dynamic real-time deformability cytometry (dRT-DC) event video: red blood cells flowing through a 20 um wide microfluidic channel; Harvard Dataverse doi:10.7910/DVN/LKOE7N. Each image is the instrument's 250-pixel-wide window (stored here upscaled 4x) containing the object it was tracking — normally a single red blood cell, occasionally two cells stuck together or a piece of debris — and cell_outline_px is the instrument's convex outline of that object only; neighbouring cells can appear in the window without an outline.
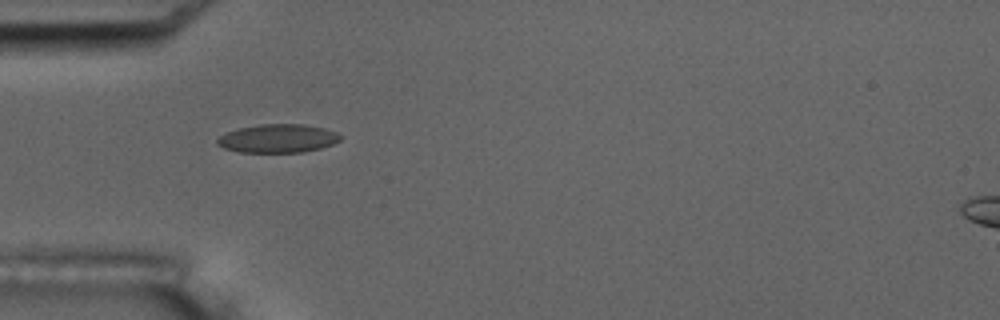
{"species": "common noctule bat (a hibernating species)", "species_latin": "Nyctalus noctula", "temperature_condition": "room temperature", "stored_images_in_passage": 2, "camera_frame_rate_fps": 3000, "um_per_image_px": 0.085, "animal": {"sex": "male", "body_mass_g": 17.5, "forearm_length_mm": 52.3}, "frame": {"image": 1, "passage_image": 1, "time_ms": 0.0, "image_size_px": [1000, 320], "cell_outline_px": [[344, 136], [340, 140], [332, 144], [320, 148], [300, 152], [240, 152], [224, 148], [216, 144], [216, 140], [220, 136], [228, 132], [240, 128], [260, 124], [304, 124], [324, 128], [336, 132]], "centroid_in_image_um": [23.64, 11.76], "position_along_channel_um": 61.4, "area_um2": 20.35}}